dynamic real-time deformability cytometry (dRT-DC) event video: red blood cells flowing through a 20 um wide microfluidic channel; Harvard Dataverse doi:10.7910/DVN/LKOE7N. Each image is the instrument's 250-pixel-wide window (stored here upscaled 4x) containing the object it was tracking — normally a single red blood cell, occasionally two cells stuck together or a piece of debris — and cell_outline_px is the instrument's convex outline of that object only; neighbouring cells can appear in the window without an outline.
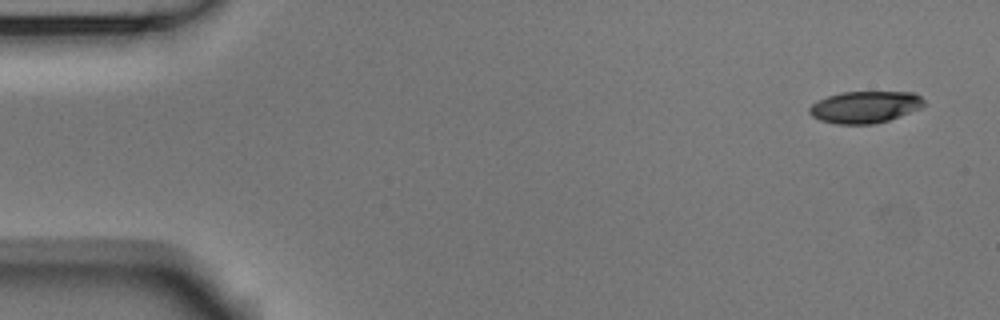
{"species": "Egyptian fruit bat (a non-hibernating species)", "species_latin": "Rousettus aegyptiacus", "temperature_condition": "room temperature", "stored_images_in_passage": 5, "segment_of_instrument_passage": [1, 2], "camera_frame_rate_fps": 3000, "um_per_image_px": 0.085, "animal": {"sex": "male"}, "frame": {"image": 1, "passage_image": 1, "time_ms": 0.0, "image_size_px": [1000, 320], "cell_outline_px": [[924, 104], [920, 108], [900, 116], [888, 120], [872, 124], [836, 124], [820, 120], [812, 116], [808, 112], [808, 108], [816, 100], [840, 92], [912, 92], [920, 96], [924, 100]], "centroid_in_image_um": [73.48, 9.09], "position_along_channel_um": 11.5, "area_um2": 21.27}}
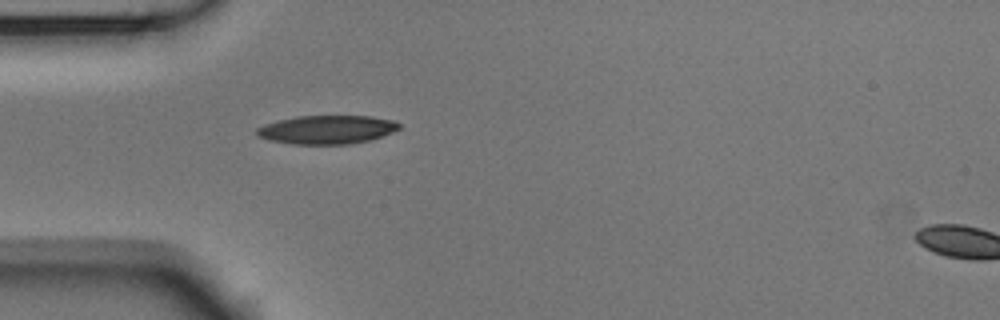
{"frame": {"image": 2, "passage_image": 4, "time_ms": 1.0, "image_size_px": [1000, 320], "cell_outline_px": [[400, 128], [392, 132], [368, 140], [348, 144], [292, 144], [268, 140], [256, 136], [256, 128], [264, 124], [296, 116], [372, 116], [396, 120], [400, 124]], "centroid_in_image_um": [27.77, 11.01], "position_along_channel_um": 57.2, "area_um2": 23.76}}